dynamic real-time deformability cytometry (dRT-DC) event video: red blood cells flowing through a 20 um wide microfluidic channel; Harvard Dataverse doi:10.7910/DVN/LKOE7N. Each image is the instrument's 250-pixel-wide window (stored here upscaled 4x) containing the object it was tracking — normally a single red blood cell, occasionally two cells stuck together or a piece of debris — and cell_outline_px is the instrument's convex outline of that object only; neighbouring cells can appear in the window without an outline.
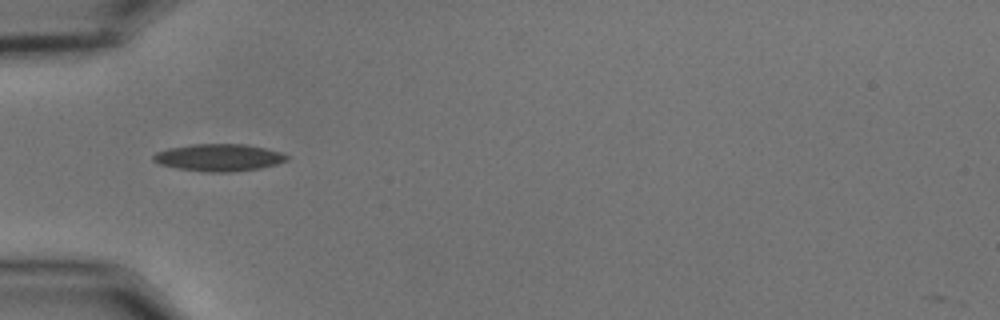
{"species": "common noctule bat (a hibernating species)", "species_latin": "Nyctalus noctula", "temperature_condition": "cold", "stored_images_in_passage": 38, "camera_frame_rate_fps": 3000, "um_per_image_px": 0.085, "animal": {"sex": "male", "body_mass_g": 15.6}, "frame": {"image": 1, "passage_image": 1, "time_ms": 0.0, "image_size_px": [1000, 320], "cell_outline_px": [[288, 160], [276, 164], [260, 168], [232, 172], [204, 172], [176, 168], [160, 164], [152, 160], [152, 156], [156, 152], [168, 148], [192, 144], [244, 144], [264, 148], [280, 152], [288, 156]], "centroid_in_image_um": [18.57, 13.39], "position_along_channel_um": 66.4, "area_um2": 21.15}}
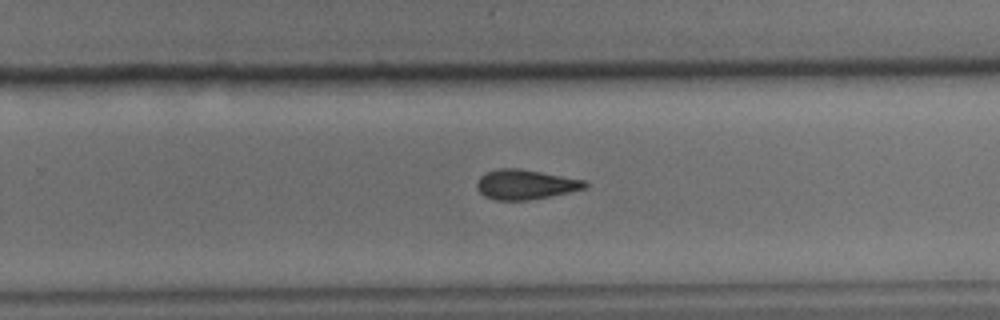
{"frame": {"image": 2, "passage_image": 19, "time_ms": 6.0, "image_size_px": [1000, 320], "cell_outline_px": [[588, 188], [528, 200], [496, 200], [484, 196], [476, 188], [476, 180], [484, 172], [496, 168], [520, 168], [588, 180]], "centroid_in_image_um": [44.65, 15.66], "position_along_channel_um": 285.2, "area_um2": 19.07}}
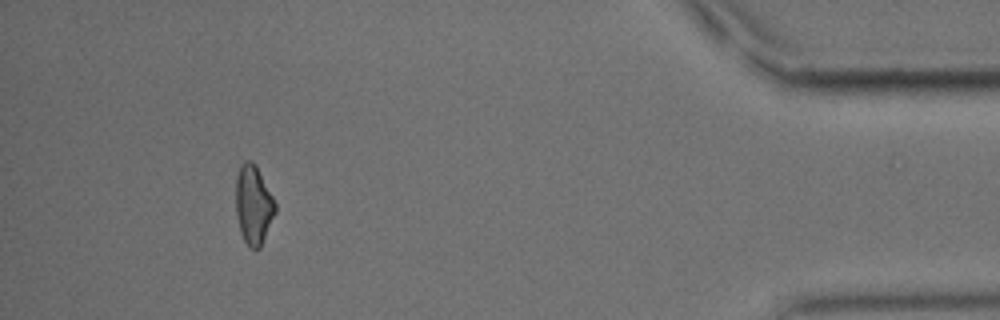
{"frame": {"image": 3, "passage_image": 34, "time_ms": 11.0, "image_size_px": [1000, 320], "cell_outline_px": [[276, 212], [260, 248], [248, 248], [240, 232], [236, 212], [236, 176], [240, 164], [244, 160], [252, 160], [256, 164], [276, 204]], "centroid_in_image_um": [21.53, 17.39], "position_along_channel_um": 413.7, "area_um2": 18.26}, "authors_computed_cell_mechanics": {"area_um2": 18.6983, "velocity_mm_per_s": 3.657, "shape_relaxation_time_tau1_ms": 7.8848, "shape_relaxation_time_tau2_ms": 7.8109, "deformation_change_tau1": 0.1861, "deformation_change_tau2": 0.181}}